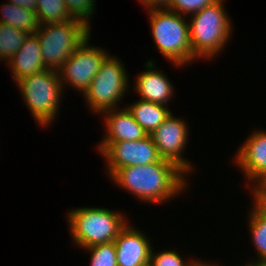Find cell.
I'll return each instance as SVG.
<instances>
[{"label": "cell", "instance_id": "cb8c5ba5", "mask_svg": "<svg viewBox=\"0 0 266 266\" xmlns=\"http://www.w3.org/2000/svg\"><path fill=\"white\" fill-rule=\"evenodd\" d=\"M217 0H170L168 10L177 12L182 16L193 15L199 10L212 5Z\"/></svg>", "mask_w": 266, "mask_h": 266}, {"label": "cell", "instance_id": "9a60e30c", "mask_svg": "<svg viewBox=\"0 0 266 266\" xmlns=\"http://www.w3.org/2000/svg\"><path fill=\"white\" fill-rule=\"evenodd\" d=\"M8 63L7 66H9V70L12 69L11 74L15 83L47 69L42 59L40 43L36 33L27 35L23 45Z\"/></svg>", "mask_w": 266, "mask_h": 266}, {"label": "cell", "instance_id": "f1b7e54d", "mask_svg": "<svg viewBox=\"0 0 266 266\" xmlns=\"http://www.w3.org/2000/svg\"><path fill=\"white\" fill-rule=\"evenodd\" d=\"M266 188V176L259 181Z\"/></svg>", "mask_w": 266, "mask_h": 266}, {"label": "cell", "instance_id": "277c9868", "mask_svg": "<svg viewBox=\"0 0 266 266\" xmlns=\"http://www.w3.org/2000/svg\"><path fill=\"white\" fill-rule=\"evenodd\" d=\"M147 13L154 42L170 63L184 67L197 61L191 49L187 18L167 8L150 9Z\"/></svg>", "mask_w": 266, "mask_h": 266}, {"label": "cell", "instance_id": "ac0fdd59", "mask_svg": "<svg viewBox=\"0 0 266 266\" xmlns=\"http://www.w3.org/2000/svg\"><path fill=\"white\" fill-rule=\"evenodd\" d=\"M35 12L39 25L63 23L74 19L67 8L65 0H37Z\"/></svg>", "mask_w": 266, "mask_h": 266}, {"label": "cell", "instance_id": "4316f807", "mask_svg": "<svg viewBox=\"0 0 266 266\" xmlns=\"http://www.w3.org/2000/svg\"><path fill=\"white\" fill-rule=\"evenodd\" d=\"M8 2L31 11H35L37 8V0H9Z\"/></svg>", "mask_w": 266, "mask_h": 266}, {"label": "cell", "instance_id": "5bb4252c", "mask_svg": "<svg viewBox=\"0 0 266 266\" xmlns=\"http://www.w3.org/2000/svg\"><path fill=\"white\" fill-rule=\"evenodd\" d=\"M106 133L101 142L135 141L148 136L125 106L103 112Z\"/></svg>", "mask_w": 266, "mask_h": 266}, {"label": "cell", "instance_id": "f546056e", "mask_svg": "<svg viewBox=\"0 0 266 266\" xmlns=\"http://www.w3.org/2000/svg\"><path fill=\"white\" fill-rule=\"evenodd\" d=\"M242 266H261L259 263H247L246 265H242Z\"/></svg>", "mask_w": 266, "mask_h": 266}, {"label": "cell", "instance_id": "52a82bcc", "mask_svg": "<svg viewBox=\"0 0 266 266\" xmlns=\"http://www.w3.org/2000/svg\"><path fill=\"white\" fill-rule=\"evenodd\" d=\"M125 65L110 54L102 62L100 69L92 79L88 89L83 93L87 107L94 113L101 114L107 110L120 108L129 89V77ZM128 88V89H127Z\"/></svg>", "mask_w": 266, "mask_h": 266}, {"label": "cell", "instance_id": "d6986e66", "mask_svg": "<svg viewBox=\"0 0 266 266\" xmlns=\"http://www.w3.org/2000/svg\"><path fill=\"white\" fill-rule=\"evenodd\" d=\"M248 227L252 243L256 248L257 259L249 263L266 261V217L262 216L254 207L249 211Z\"/></svg>", "mask_w": 266, "mask_h": 266}, {"label": "cell", "instance_id": "603a6c76", "mask_svg": "<svg viewBox=\"0 0 266 266\" xmlns=\"http://www.w3.org/2000/svg\"><path fill=\"white\" fill-rule=\"evenodd\" d=\"M95 2V0H65L71 16L83 21L88 27H90L89 19L95 11Z\"/></svg>", "mask_w": 266, "mask_h": 266}, {"label": "cell", "instance_id": "83f0119b", "mask_svg": "<svg viewBox=\"0 0 266 266\" xmlns=\"http://www.w3.org/2000/svg\"><path fill=\"white\" fill-rule=\"evenodd\" d=\"M198 259L199 260L194 264V266H217L216 264H211L210 262L206 263V260L203 262L202 260H200V258H198Z\"/></svg>", "mask_w": 266, "mask_h": 266}, {"label": "cell", "instance_id": "7402d4cb", "mask_svg": "<svg viewBox=\"0 0 266 266\" xmlns=\"http://www.w3.org/2000/svg\"><path fill=\"white\" fill-rule=\"evenodd\" d=\"M153 250L152 247L149 266H194L198 261V259L184 261L182 256L175 250H164L160 252H154Z\"/></svg>", "mask_w": 266, "mask_h": 266}, {"label": "cell", "instance_id": "8992f818", "mask_svg": "<svg viewBox=\"0 0 266 266\" xmlns=\"http://www.w3.org/2000/svg\"><path fill=\"white\" fill-rule=\"evenodd\" d=\"M91 32V27L78 19L39 25L35 33L45 67L58 71Z\"/></svg>", "mask_w": 266, "mask_h": 266}, {"label": "cell", "instance_id": "4dcf8cb0", "mask_svg": "<svg viewBox=\"0 0 266 266\" xmlns=\"http://www.w3.org/2000/svg\"><path fill=\"white\" fill-rule=\"evenodd\" d=\"M261 266H266V261L260 262L259 263Z\"/></svg>", "mask_w": 266, "mask_h": 266}, {"label": "cell", "instance_id": "9c48e42d", "mask_svg": "<svg viewBox=\"0 0 266 266\" xmlns=\"http://www.w3.org/2000/svg\"><path fill=\"white\" fill-rule=\"evenodd\" d=\"M96 147L106 160L109 177L118 168L147 165L161 159L150 135L135 141L100 142Z\"/></svg>", "mask_w": 266, "mask_h": 266}, {"label": "cell", "instance_id": "3957f363", "mask_svg": "<svg viewBox=\"0 0 266 266\" xmlns=\"http://www.w3.org/2000/svg\"><path fill=\"white\" fill-rule=\"evenodd\" d=\"M67 222L72 241L84 249L113 242L129 221L120 211L87 206L71 209Z\"/></svg>", "mask_w": 266, "mask_h": 266}, {"label": "cell", "instance_id": "7c38bea8", "mask_svg": "<svg viewBox=\"0 0 266 266\" xmlns=\"http://www.w3.org/2000/svg\"><path fill=\"white\" fill-rule=\"evenodd\" d=\"M127 225L115 238L118 266H149L152 243L145 232Z\"/></svg>", "mask_w": 266, "mask_h": 266}, {"label": "cell", "instance_id": "e0dca14e", "mask_svg": "<svg viewBox=\"0 0 266 266\" xmlns=\"http://www.w3.org/2000/svg\"><path fill=\"white\" fill-rule=\"evenodd\" d=\"M0 23L8 24L25 32L35 33L39 27L36 12L18 7L11 2L0 6Z\"/></svg>", "mask_w": 266, "mask_h": 266}, {"label": "cell", "instance_id": "44dd1931", "mask_svg": "<svg viewBox=\"0 0 266 266\" xmlns=\"http://www.w3.org/2000/svg\"><path fill=\"white\" fill-rule=\"evenodd\" d=\"M89 252L90 266H118L116 246L113 242L95 244L83 249Z\"/></svg>", "mask_w": 266, "mask_h": 266}, {"label": "cell", "instance_id": "d4e9b609", "mask_svg": "<svg viewBox=\"0 0 266 266\" xmlns=\"http://www.w3.org/2000/svg\"><path fill=\"white\" fill-rule=\"evenodd\" d=\"M253 196V206L262 216L266 217V188L260 183L249 185ZM253 186V187H252Z\"/></svg>", "mask_w": 266, "mask_h": 266}, {"label": "cell", "instance_id": "30bf717a", "mask_svg": "<svg viewBox=\"0 0 266 266\" xmlns=\"http://www.w3.org/2000/svg\"><path fill=\"white\" fill-rule=\"evenodd\" d=\"M181 117H174L172 113L155 129L151 138L156 145L159 156L175 163L189 177L194 170L192 164L183 157L190 132L187 123Z\"/></svg>", "mask_w": 266, "mask_h": 266}, {"label": "cell", "instance_id": "8fae6325", "mask_svg": "<svg viewBox=\"0 0 266 266\" xmlns=\"http://www.w3.org/2000/svg\"><path fill=\"white\" fill-rule=\"evenodd\" d=\"M234 156L248 184L259 182L266 176V130H255ZM251 181V182H250Z\"/></svg>", "mask_w": 266, "mask_h": 266}, {"label": "cell", "instance_id": "5b68a950", "mask_svg": "<svg viewBox=\"0 0 266 266\" xmlns=\"http://www.w3.org/2000/svg\"><path fill=\"white\" fill-rule=\"evenodd\" d=\"M18 89L32 118L41 127L50 126L59 111L63 84L57 70L46 69L19 80Z\"/></svg>", "mask_w": 266, "mask_h": 266}, {"label": "cell", "instance_id": "4fadbf2b", "mask_svg": "<svg viewBox=\"0 0 266 266\" xmlns=\"http://www.w3.org/2000/svg\"><path fill=\"white\" fill-rule=\"evenodd\" d=\"M155 65L153 59L146 62V71L137 75L134 90L141 100L168 106V102L174 96V87L168 76L157 70Z\"/></svg>", "mask_w": 266, "mask_h": 266}, {"label": "cell", "instance_id": "7a4b0ae2", "mask_svg": "<svg viewBox=\"0 0 266 266\" xmlns=\"http://www.w3.org/2000/svg\"><path fill=\"white\" fill-rule=\"evenodd\" d=\"M224 1L217 0L189 18V39L197 59L210 60L218 56L231 38L233 24Z\"/></svg>", "mask_w": 266, "mask_h": 266}, {"label": "cell", "instance_id": "ba28073f", "mask_svg": "<svg viewBox=\"0 0 266 266\" xmlns=\"http://www.w3.org/2000/svg\"><path fill=\"white\" fill-rule=\"evenodd\" d=\"M90 36L74 51L58 70L63 88L69 86L83 93L100 69L104 59L110 54L99 46L89 44ZM65 86V87H64Z\"/></svg>", "mask_w": 266, "mask_h": 266}, {"label": "cell", "instance_id": "6da1fadb", "mask_svg": "<svg viewBox=\"0 0 266 266\" xmlns=\"http://www.w3.org/2000/svg\"><path fill=\"white\" fill-rule=\"evenodd\" d=\"M186 176L175 163L161 158L158 162L147 165L118 168L110 179L139 201L159 205L170 202V199L173 200V197L187 190L189 185Z\"/></svg>", "mask_w": 266, "mask_h": 266}, {"label": "cell", "instance_id": "2e32d148", "mask_svg": "<svg viewBox=\"0 0 266 266\" xmlns=\"http://www.w3.org/2000/svg\"><path fill=\"white\" fill-rule=\"evenodd\" d=\"M126 107L148 135L157 129L171 113L166 105L141 99Z\"/></svg>", "mask_w": 266, "mask_h": 266}, {"label": "cell", "instance_id": "484cf974", "mask_svg": "<svg viewBox=\"0 0 266 266\" xmlns=\"http://www.w3.org/2000/svg\"><path fill=\"white\" fill-rule=\"evenodd\" d=\"M145 9H162L167 8L170 0H138Z\"/></svg>", "mask_w": 266, "mask_h": 266}, {"label": "cell", "instance_id": "ffe728a7", "mask_svg": "<svg viewBox=\"0 0 266 266\" xmlns=\"http://www.w3.org/2000/svg\"><path fill=\"white\" fill-rule=\"evenodd\" d=\"M29 33L16 29L8 24L0 23V61L3 59L6 64L23 45Z\"/></svg>", "mask_w": 266, "mask_h": 266}]
</instances>
